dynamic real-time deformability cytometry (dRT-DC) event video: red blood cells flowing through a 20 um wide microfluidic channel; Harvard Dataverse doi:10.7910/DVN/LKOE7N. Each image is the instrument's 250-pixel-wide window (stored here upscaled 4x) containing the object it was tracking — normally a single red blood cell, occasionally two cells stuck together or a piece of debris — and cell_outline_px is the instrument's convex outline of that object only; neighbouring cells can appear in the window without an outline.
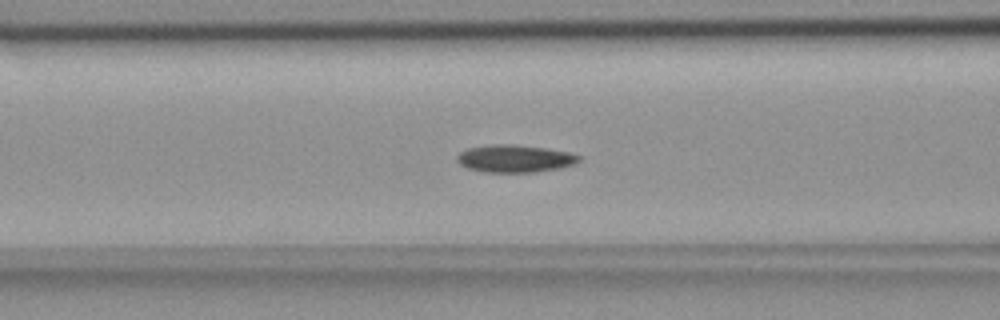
{"species": "common noctule bat (a hibernating species)", "species_latin": "Nyctalus noctula", "temperature_condition": "room temperature", "stored_images_in_passage": 56, "camera_frame_rate_fps": 3000, "um_per_image_px": 0.085, "animal": {"sex": "female", "body_mass_g": 18.4}, "frame": {"image": 1, "passage_image": 22, "time_ms": 7.0, "image_size_px": [1000, 320], "cell_outline_px": [[580, 160], [572, 164], [560, 168], [536, 172], [484, 172], [468, 168], [460, 164], [456, 160], [456, 156], [460, 152], [468, 148], [492, 144], [512, 144], [544, 148], [568, 152], [580, 156]], "centroid_in_image_um": [43.72, 13.48], "position_along_channel_um": 122.9, "area_um2": 19.42}}
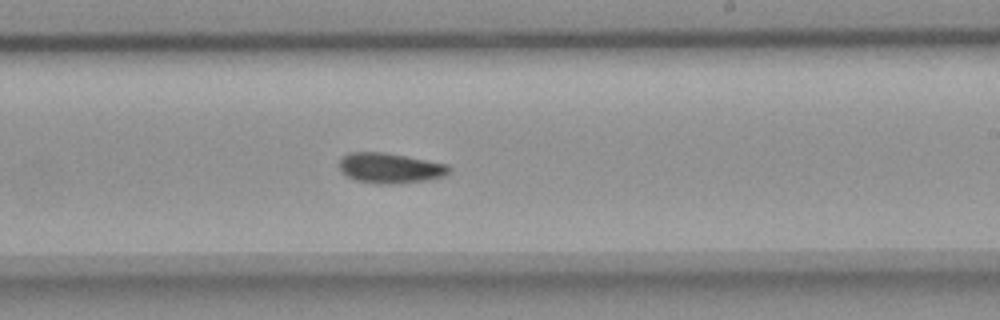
{"frame": {"image": 2, "passage_image": 33, "time_ms": 10.667, "image_size_px": [1000, 320], "cell_outline_px": [[452, 172], [444, 176], [432, 180], [388, 184], [380, 184], [356, 180], [348, 176], [340, 168], [340, 160], [348, 152], [384, 152], [448, 164], [452, 168]], "centroid_in_image_um": [33.23, 14.29], "position_along_channel_um": 255.8, "area_um2": 19.36}}
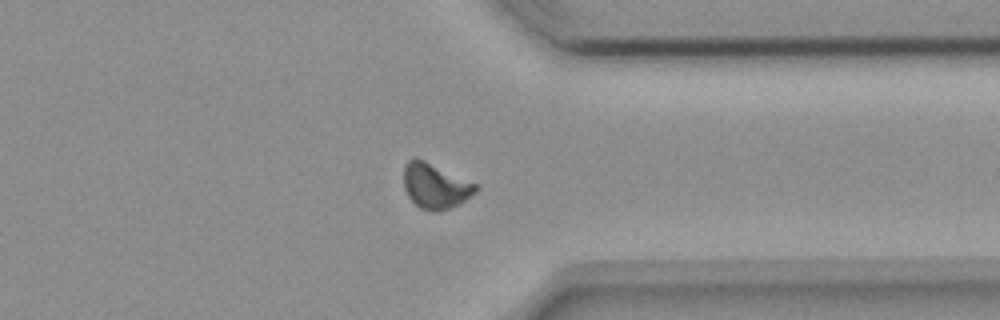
{"frame": {"image": 3, "passage_image": 43, "time_ms": 14.0, "image_size_px": [1000, 320], "cell_outline_px": [[480, 188], [476, 192], [460, 204], [436, 212], [432, 212], [420, 208], [408, 196], [404, 188], [404, 164], [412, 156], [416, 156], [480, 184]], "centroid_in_image_um": [37.03, 15.77], "position_along_channel_um": 374.4, "area_um2": 19.48}, "authors_computed_cell_mechanics": {"area_um2": 18.5827, "velocity_mm_per_s": 3.6438, "shape_relaxation_time_tau1_ms": 6.947, "shape_relaxation_time_tau2_ms": null, "deformation_change_tau1": 0.1489, "deformation_change_tau2": null}}